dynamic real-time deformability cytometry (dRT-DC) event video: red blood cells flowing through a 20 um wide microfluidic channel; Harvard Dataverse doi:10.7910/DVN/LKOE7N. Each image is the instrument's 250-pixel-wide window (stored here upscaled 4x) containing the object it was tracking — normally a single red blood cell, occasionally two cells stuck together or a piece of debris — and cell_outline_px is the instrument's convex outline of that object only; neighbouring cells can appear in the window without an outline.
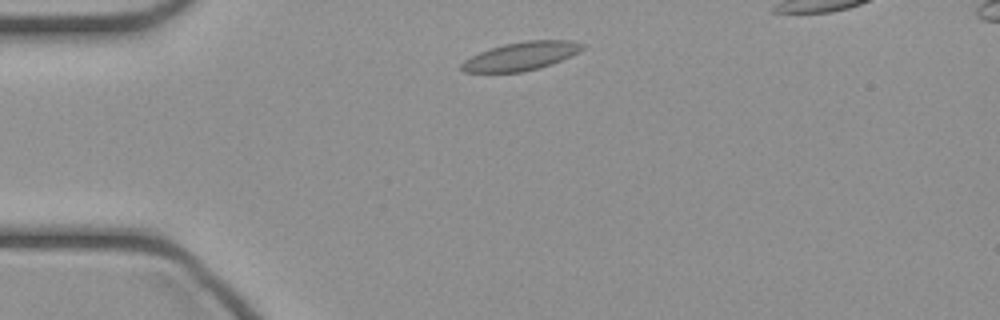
{"species": "common noctule bat (a hibernating species)", "species_latin": "Nyctalus noctula", "temperature_condition": "cold", "stored_images_in_passage": 37, "camera_frame_rate_fps": 3000, "um_per_image_px": 0.085, "animal": {"sex": "female", "body_mass_g": 21.9}, "frame": {"image": 1, "passage_image": 4, "time_ms": 1.0, "image_size_px": [1000, 320], "cell_outline_px": [[588, 44], [580, 52], [572, 56], [552, 64], [540, 68], [524, 72], [464, 72], [460, 68], [460, 64], [464, 60], [480, 52], [504, 44], [524, 40], [572, 40]], "centroid_in_image_um": [44.36, 4.76], "position_along_channel_um": 40.6, "area_um2": 20.23}}
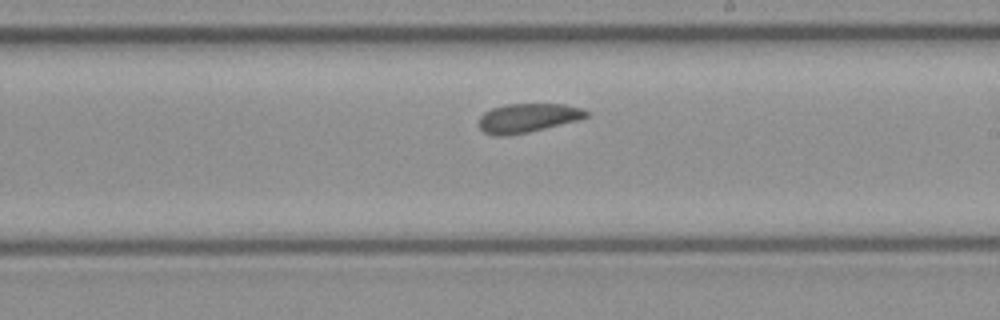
{"frame": {"image": 2, "passage_image": 20, "time_ms": 6.333, "image_size_px": [1000, 320], "cell_outline_px": [[592, 112], [588, 116], [580, 120], [528, 132], [508, 136], [492, 136], [484, 132], [480, 128], [480, 116], [484, 112], [492, 108], [504, 104], [564, 104], [584, 108]], "centroid_in_image_um": [44.9, 10.02], "position_along_channel_um": 244.1, "area_um2": 18.44}}
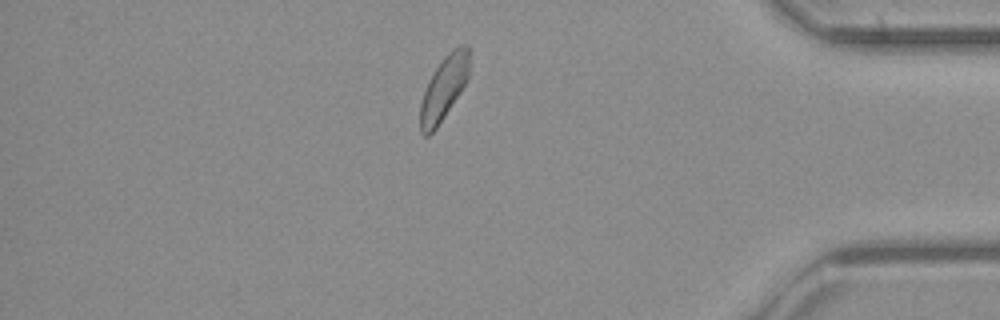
{"frame": {"image": 3, "passage_image": 33, "time_ms": 10.667, "image_size_px": [1000, 320], "cell_outline_px": [[468, 80], [436, 128], [428, 136], [424, 136], [420, 132], [420, 104], [428, 80], [432, 72], [440, 60], [448, 52], [460, 44], [468, 44]], "centroid_in_image_um": [37.71, 7.47], "position_along_channel_um": 397.5, "area_um2": 18.21}}